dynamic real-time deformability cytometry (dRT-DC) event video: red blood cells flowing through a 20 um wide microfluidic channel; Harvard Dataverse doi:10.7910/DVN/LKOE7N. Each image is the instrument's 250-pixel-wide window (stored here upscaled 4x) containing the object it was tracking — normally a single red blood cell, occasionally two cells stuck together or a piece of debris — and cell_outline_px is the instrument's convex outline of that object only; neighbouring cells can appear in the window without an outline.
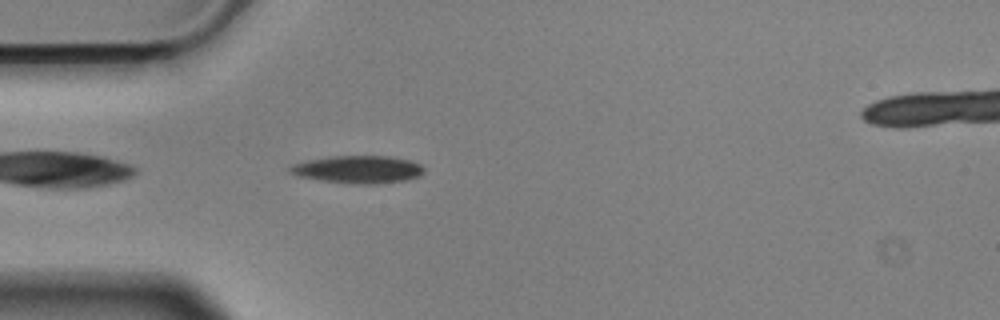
{"species": "Egyptian fruit bat (a non-hibernating species)", "species_latin": "Rousettus aegyptiacus", "temperature_condition": "cold", "stored_images_in_passage": 42, "camera_frame_rate_fps": 3000, "um_per_image_px": 0.085, "animal": {"sex": "male"}, "frame": {"image": 1, "passage_image": 2, "time_ms": 0.333, "image_size_px": [1000, 320], "cell_outline_px": [[424, 172], [420, 176], [408, 180], [376, 184], [360, 184], [320, 180], [296, 176], [288, 172], [288, 168], [292, 164], [308, 160], [328, 156], [388, 156], [408, 160], [420, 164], [424, 168]], "centroid_in_image_um": [30.42, 14.4], "position_along_channel_um": 54.6, "area_um2": 21.68}}
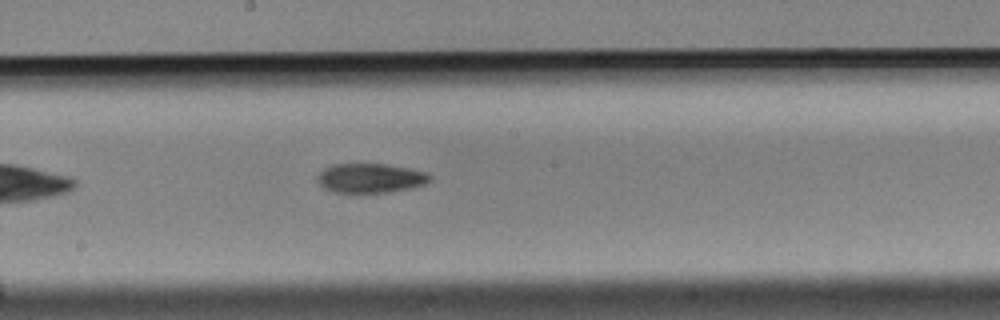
{"frame": {"image": 2, "passage_image": 16, "time_ms": 5.0, "image_size_px": [1000, 320], "cell_outline_px": [[432, 180], [424, 184], [412, 188], [388, 192], [332, 192], [324, 188], [316, 180], [316, 176], [324, 168], [332, 164], [384, 164], [408, 168], [428, 172], [432, 176]], "centroid_in_image_um": [31.49, 15.14], "position_along_channel_um": 216.7, "area_um2": 19.36}}
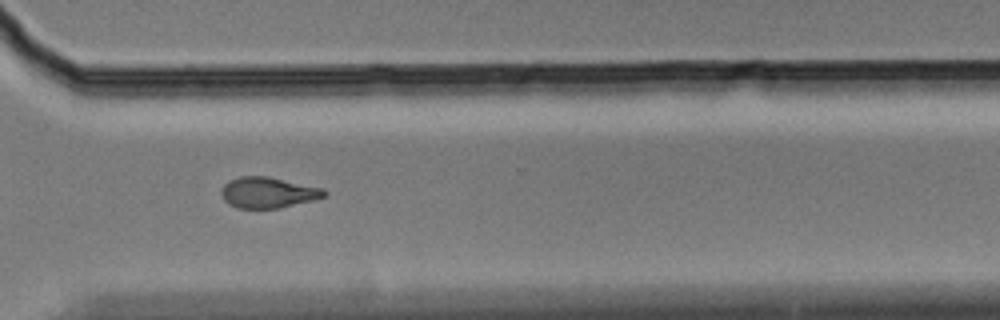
{"frame": {"image": 3, "passage_image": 27, "time_ms": 8.667, "image_size_px": [1000, 320], "cell_outline_px": [[328, 192], [324, 196], [312, 200], [280, 208], [236, 208], [228, 204], [224, 200], [220, 192], [224, 184], [228, 180], [240, 176], [268, 176], [324, 188]], "centroid_in_image_um": [22.76, 16.36], "position_along_channel_um": 347.8, "area_um2": 18.61}, "authors_computed_cell_mechanics": {"area_um2": 19.2185, "velocity_mm_per_s": 3.5862, "shape_relaxation_time_tau1_ms": 3.6585, "shape_relaxation_time_tau2_ms": null, "deformation_change_tau1": 0.1498, "deformation_change_tau2": null}}